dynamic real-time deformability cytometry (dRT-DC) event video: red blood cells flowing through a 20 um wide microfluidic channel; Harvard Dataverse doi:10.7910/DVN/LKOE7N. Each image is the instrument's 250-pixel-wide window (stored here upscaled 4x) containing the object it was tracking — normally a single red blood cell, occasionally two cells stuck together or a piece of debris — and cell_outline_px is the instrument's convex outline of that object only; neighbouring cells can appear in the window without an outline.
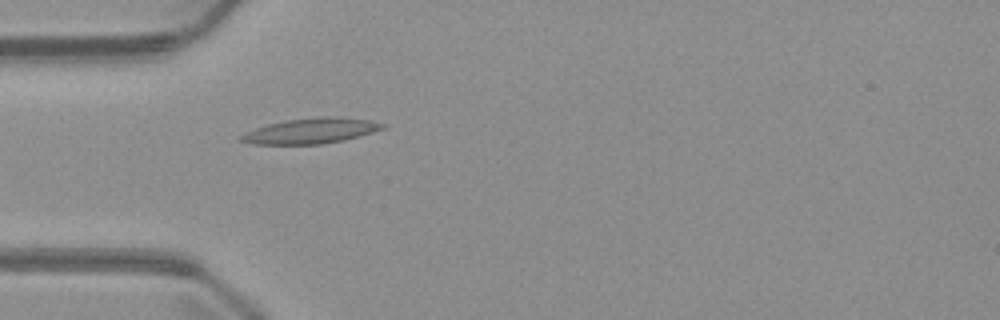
{"species": "common noctule bat (a hibernating species)", "species_latin": "Nyctalus noctula", "temperature_condition": "warm", "stored_images_in_passage": 4, "camera_frame_rate_fps": 3000, "um_per_image_px": 0.085, "animal": {"sex": "male", "body_mass_g": 23.1, "forearm_length_mm": 52.7}, "frame": {"image": 1, "passage_image": 4, "time_ms": 3.667, "image_size_px": [1000, 320], "cell_outline_px": [[388, 124], [384, 128], [372, 132], [344, 140], [320, 144], [252, 144], [240, 140], [240, 136], [244, 132], [268, 124], [284, 120], [316, 116], [340, 116], [372, 120]], "centroid_in_image_um": [26.46, 11.1], "position_along_channel_um": 58.5, "area_um2": 21.15}}